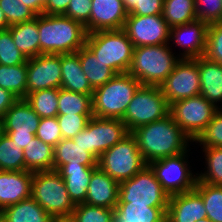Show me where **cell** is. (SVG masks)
I'll list each match as a JSON object with an SVG mask.
<instances>
[{
  "label": "cell",
  "mask_w": 222,
  "mask_h": 222,
  "mask_svg": "<svg viewBox=\"0 0 222 222\" xmlns=\"http://www.w3.org/2000/svg\"><path fill=\"white\" fill-rule=\"evenodd\" d=\"M147 164L186 152L193 140L174 121L171 114L152 123L137 127L131 132Z\"/></svg>",
  "instance_id": "cell-1"
},
{
  "label": "cell",
  "mask_w": 222,
  "mask_h": 222,
  "mask_svg": "<svg viewBox=\"0 0 222 222\" xmlns=\"http://www.w3.org/2000/svg\"><path fill=\"white\" fill-rule=\"evenodd\" d=\"M40 54H66L79 51L86 42L87 31L79 22L60 15H37Z\"/></svg>",
  "instance_id": "cell-2"
},
{
  "label": "cell",
  "mask_w": 222,
  "mask_h": 222,
  "mask_svg": "<svg viewBox=\"0 0 222 222\" xmlns=\"http://www.w3.org/2000/svg\"><path fill=\"white\" fill-rule=\"evenodd\" d=\"M140 85L141 83L128 72L116 74L107 83L94 89L92 95L93 116L122 119Z\"/></svg>",
  "instance_id": "cell-3"
},
{
  "label": "cell",
  "mask_w": 222,
  "mask_h": 222,
  "mask_svg": "<svg viewBox=\"0 0 222 222\" xmlns=\"http://www.w3.org/2000/svg\"><path fill=\"white\" fill-rule=\"evenodd\" d=\"M169 44L135 47L128 73L141 85H157L171 74L181 59L174 56Z\"/></svg>",
  "instance_id": "cell-4"
},
{
  "label": "cell",
  "mask_w": 222,
  "mask_h": 222,
  "mask_svg": "<svg viewBox=\"0 0 222 222\" xmlns=\"http://www.w3.org/2000/svg\"><path fill=\"white\" fill-rule=\"evenodd\" d=\"M85 45L116 74L129 71L135 47L123 29L87 33Z\"/></svg>",
  "instance_id": "cell-5"
},
{
  "label": "cell",
  "mask_w": 222,
  "mask_h": 222,
  "mask_svg": "<svg viewBox=\"0 0 222 222\" xmlns=\"http://www.w3.org/2000/svg\"><path fill=\"white\" fill-rule=\"evenodd\" d=\"M31 197L54 219L70 218L76 206L56 170L34 172Z\"/></svg>",
  "instance_id": "cell-6"
},
{
  "label": "cell",
  "mask_w": 222,
  "mask_h": 222,
  "mask_svg": "<svg viewBox=\"0 0 222 222\" xmlns=\"http://www.w3.org/2000/svg\"><path fill=\"white\" fill-rule=\"evenodd\" d=\"M147 165L131 133L103 152L98 159V167L119 183L129 180Z\"/></svg>",
  "instance_id": "cell-7"
},
{
  "label": "cell",
  "mask_w": 222,
  "mask_h": 222,
  "mask_svg": "<svg viewBox=\"0 0 222 222\" xmlns=\"http://www.w3.org/2000/svg\"><path fill=\"white\" fill-rule=\"evenodd\" d=\"M170 114V105L157 85H140L121 119L131 133L137 127Z\"/></svg>",
  "instance_id": "cell-8"
},
{
  "label": "cell",
  "mask_w": 222,
  "mask_h": 222,
  "mask_svg": "<svg viewBox=\"0 0 222 222\" xmlns=\"http://www.w3.org/2000/svg\"><path fill=\"white\" fill-rule=\"evenodd\" d=\"M130 132L121 119L92 116L86 127L72 140L97 159L103 152L123 140Z\"/></svg>",
  "instance_id": "cell-9"
},
{
  "label": "cell",
  "mask_w": 222,
  "mask_h": 222,
  "mask_svg": "<svg viewBox=\"0 0 222 222\" xmlns=\"http://www.w3.org/2000/svg\"><path fill=\"white\" fill-rule=\"evenodd\" d=\"M189 150L179 155L154 160L148 164L169 196L191 191L196 186L197 175H193L187 161Z\"/></svg>",
  "instance_id": "cell-10"
},
{
  "label": "cell",
  "mask_w": 222,
  "mask_h": 222,
  "mask_svg": "<svg viewBox=\"0 0 222 222\" xmlns=\"http://www.w3.org/2000/svg\"><path fill=\"white\" fill-rule=\"evenodd\" d=\"M169 198L148 165L129 180L120 183L118 202L168 207Z\"/></svg>",
  "instance_id": "cell-11"
},
{
  "label": "cell",
  "mask_w": 222,
  "mask_h": 222,
  "mask_svg": "<svg viewBox=\"0 0 222 222\" xmlns=\"http://www.w3.org/2000/svg\"><path fill=\"white\" fill-rule=\"evenodd\" d=\"M219 109L200 94L172 103L170 114L176 124L194 141Z\"/></svg>",
  "instance_id": "cell-12"
},
{
  "label": "cell",
  "mask_w": 222,
  "mask_h": 222,
  "mask_svg": "<svg viewBox=\"0 0 222 222\" xmlns=\"http://www.w3.org/2000/svg\"><path fill=\"white\" fill-rule=\"evenodd\" d=\"M169 105L200 95L198 58H181L171 74L159 86Z\"/></svg>",
  "instance_id": "cell-13"
},
{
  "label": "cell",
  "mask_w": 222,
  "mask_h": 222,
  "mask_svg": "<svg viewBox=\"0 0 222 222\" xmlns=\"http://www.w3.org/2000/svg\"><path fill=\"white\" fill-rule=\"evenodd\" d=\"M123 30L134 47L170 43V27L162 15L140 16L128 14Z\"/></svg>",
  "instance_id": "cell-14"
},
{
  "label": "cell",
  "mask_w": 222,
  "mask_h": 222,
  "mask_svg": "<svg viewBox=\"0 0 222 222\" xmlns=\"http://www.w3.org/2000/svg\"><path fill=\"white\" fill-rule=\"evenodd\" d=\"M4 133L21 146H25L36 137L35 132L40 123V116L24 99H18L5 113Z\"/></svg>",
  "instance_id": "cell-15"
},
{
  "label": "cell",
  "mask_w": 222,
  "mask_h": 222,
  "mask_svg": "<svg viewBox=\"0 0 222 222\" xmlns=\"http://www.w3.org/2000/svg\"><path fill=\"white\" fill-rule=\"evenodd\" d=\"M27 95L38 90L61 88V54H40L27 60Z\"/></svg>",
  "instance_id": "cell-16"
},
{
  "label": "cell",
  "mask_w": 222,
  "mask_h": 222,
  "mask_svg": "<svg viewBox=\"0 0 222 222\" xmlns=\"http://www.w3.org/2000/svg\"><path fill=\"white\" fill-rule=\"evenodd\" d=\"M208 24L195 20L190 23L170 28L169 40L183 47V52L178 55L184 59H195L204 56L207 42ZM173 39V40H172Z\"/></svg>",
  "instance_id": "cell-17"
},
{
  "label": "cell",
  "mask_w": 222,
  "mask_h": 222,
  "mask_svg": "<svg viewBox=\"0 0 222 222\" xmlns=\"http://www.w3.org/2000/svg\"><path fill=\"white\" fill-rule=\"evenodd\" d=\"M88 33L123 29L128 12L122 0H92Z\"/></svg>",
  "instance_id": "cell-18"
},
{
  "label": "cell",
  "mask_w": 222,
  "mask_h": 222,
  "mask_svg": "<svg viewBox=\"0 0 222 222\" xmlns=\"http://www.w3.org/2000/svg\"><path fill=\"white\" fill-rule=\"evenodd\" d=\"M207 218L201 195L195 190L170 196L166 212L168 222H198Z\"/></svg>",
  "instance_id": "cell-19"
},
{
  "label": "cell",
  "mask_w": 222,
  "mask_h": 222,
  "mask_svg": "<svg viewBox=\"0 0 222 222\" xmlns=\"http://www.w3.org/2000/svg\"><path fill=\"white\" fill-rule=\"evenodd\" d=\"M33 175L27 170H0V211L31 197Z\"/></svg>",
  "instance_id": "cell-20"
},
{
  "label": "cell",
  "mask_w": 222,
  "mask_h": 222,
  "mask_svg": "<svg viewBox=\"0 0 222 222\" xmlns=\"http://www.w3.org/2000/svg\"><path fill=\"white\" fill-rule=\"evenodd\" d=\"M120 183L97 167L91 175L85 203L115 209L119 200Z\"/></svg>",
  "instance_id": "cell-21"
},
{
  "label": "cell",
  "mask_w": 222,
  "mask_h": 222,
  "mask_svg": "<svg viewBox=\"0 0 222 222\" xmlns=\"http://www.w3.org/2000/svg\"><path fill=\"white\" fill-rule=\"evenodd\" d=\"M97 167L66 163L57 170L64 180L68 194L75 205L85 203L91 175Z\"/></svg>",
  "instance_id": "cell-22"
},
{
  "label": "cell",
  "mask_w": 222,
  "mask_h": 222,
  "mask_svg": "<svg viewBox=\"0 0 222 222\" xmlns=\"http://www.w3.org/2000/svg\"><path fill=\"white\" fill-rule=\"evenodd\" d=\"M200 74V94L218 107L222 102V64L209 60L205 56L198 58Z\"/></svg>",
  "instance_id": "cell-23"
},
{
  "label": "cell",
  "mask_w": 222,
  "mask_h": 222,
  "mask_svg": "<svg viewBox=\"0 0 222 222\" xmlns=\"http://www.w3.org/2000/svg\"><path fill=\"white\" fill-rule=\"evenodd\" d=\"M61 88L75 93L93 95L86 75L82 71L78 51L74 53L61 54Z\"/></svg>",
  "instance_id": "cell-24"
},
{
  "label": "cell",
  "mask_w": 222,
  "mask_h": 222,
  "mask_svg": "<svg viewBox=\"0 0 222 222\" xmlns=\"http://www.w3.org/2000/svg\"><path fill=\"white\" fill-rule=\"evenodd\" d=\"M2 222H54V218L32 197L1 210Z\"/></svg>",
  "instance_id": "cell-25"
},
{
  "label": "cell",
  "mask_w": 222,
  "mask_h": 222,
  "mask_svg": "<svg viewBox=\"0 0 222 222\" xmlns=\"http://www.w3.org/2000/svg\"><path fill=\"white\" fill-rule=\"evenodd\" d=\"M53 170H58L62 165L82 164L85 166H98V159L90 152L84 150L72 139H61L54 146Z\"/></svg>",
  "instance_id": "cell-26"
},
{
  "label": "cell",
  "mask_w": 222,
  "mask_h": 222,
  "mask_svg": "<svg viewBox=\"0 0 222 222\" xmlns=\"http://www.w3.org/2000/svg\"><path fill=\"white\" fill-rule=\"evenodd\" d=\"M8 30L12 34L14 44L27 59L40 55L37 16L30 21L11 25Z\"/></svg>",
  "instance_id": "cell-27"
},
{
  "label": "cell",
  "mask_w": 222,
  "mask_h": 222,
  "mask_svg": "<svg viewBox=\"0 0 222 222\" xmlns=\"http://www.w3.org/2000/svg\"><path fill=\"white\" fill-rule=\"evenodd\" d=\"M114 210L122 222H163L166 219L167 207L118 202Z\"/></svg>",
  "instance_id": "cell-28"
},
{
  "label": "cell",
  "mask_w": 222,
  "mask_h": 222,
  "mask_svg": "<svg viewBox=\"0 0 222 222\" xmlns=\"http://www.w3.org/2000/svg\"><path fill=\"white\" fill-rule=\"evenodd\" d=\"M78 56L82 71L86 75L91 87L96 89L107 83L116 73L108 66H105L94 53L84 45L79 51Z\"/></svg>",
  "instance_id": "cell-29"
},
{
  "label": "cell",
  "mask_w": 222,
  "mask_h": 222,
  "mask_svg": "<svg viewBox=\"0 0 222 222\" xmlns=\"http://www.w3.org/2000/svg\"><path fill=\"white\" fill-rule=\"evenodd\" d=\"M54 147L34 137L23 150L25 170L31 172L53 170Z\"/></svg>",
  "instance_id": "cell-30"
},
{
  "label": "cell",
  "mask_w": 222,
  "mask_h": 222,
  "mask_svg": "<svg viewBox=\"0 0 222 222\" xmlns=\"http://www.w3.org/2000/svg\"><path fill=\"white\" fill-rule=\"evenodd\" d=\"M0 87L18 99L27 96V65L6 66L0 64Z\"/></svg>",
  "instance_id": "cell-31"
},
{
  "label": "cell",
  "mask_w": 222,
  "mask_h": 222,
  "mask_svg": "<svg viewBox=\"0 0 222 222\" xmlns=\"http://www.w3.org/2000/svg\"><path fill=\"white\" fill-rule=\"evenodd\" d=\"M164 20L169 27H175L197 20L195 0H164Z\"/></svg>",
  "instance_id": "cell-32"
},
{
  "label": "cell",
  "mask_w": 222,
  "mask_h": 222,
  "mask_svg": "<svg viewBox=\"0 0 222 222\" xmlns=\"http://www.w3.org/2000/svg\"><path fill=\"white\" fill-rule=\"evenodd\" d=\"M93 115L92 95L59 88L58 115Z\"/></svg>",
  "instance_id": "cell-33"
},
{
  "label": "cell",
  "mask_w": 222,
  "mask_h": 222,
  "mask_svg": "<svg viewBox=\"0 0 222 222\" xmlns=\"http://www.w3.org/2000/svg\"><path fill=\"white\" fill-rule=\"evenodd\" d=\"M59 89L50 88L34 91L24 99L40 118L57 117Z\"/></svg>",
  "instance_id": "cell-34"
},
{
  "label": "cell",
  "mask_w": 222,
  "mask_h": 222,
  "mask_svg": "<svg viewBox=\"0 0 222 222\" xmlns=\"http://www.w3.org/2000/svg\"><path fill=\"white\" fill-rule=\"evenodd\" d=\"M0 170H25L23 149L5 133L0 137Z\"/></svg>",
  "instance_id": "cell-35"
},
{
  "label": "cell",
  "mask_w": 222,
  "mask_h": 222,
  "mask_svg": "<svg viewBox=\"0 0 222 222\" xmlns=\"http://www.w3.org/2000/svg\"><path fill=\"white\" fill-rule=\"evenodd\" d=\"M194 189L203 199L207 218L212 222H222V186L211 185L197 179Z\"/></svg>",
  "instance_id": "cell-36"
},
{
  "label": "cell",
  "mask_w": 222,
  "mask_h": 222,
  "mask_svg": "<svg viewBox=\"0 0 222 222\" xmlns=\"http://www.w3.org/2000/svg\"><path fill=\"white\" fill-rule=\"evenodd\" d=\"M207 170L197 179L211 185L222 186V147H203Z\"/></svg>",
  "instance_id": "cell-37"
},
{
  "label": "cell",
  "mask_w": 222,
  "mask_h": 222,
  "mask_svg": "<svg viewBox=\"0 0 222 222\" xmlns=\"http://www.w3.org/2000/svg\"><path fill=\"white\" fill-rule=\"evenodd\" d=\"M114 214V209L80 203L75 206L70 219L73 222H113Z\"/></svg>",
  "instance_id": "cell-38"
},
{
  "label": "cell",
  "mask_w": 222,
  "mask_h": 222,
  "mask_svg": "<svg viewBox=\"0 0 222 222\" xmlns=\"http://www.w3.org/2000/svg\"><path fill=\"white\" fill-rule=\"evenodd\" d=\"M27 60L14 44L11 32L8 29L0 31V64L14 66L27 64Z\"/></svg>",
  "instance_id": "cell-39"
},
{
  "label": "cell",
  "mask_w": 222,
  "mask_h": 222,
  "mask_svg": "<svg viewBox=\"0 0 222 222\" xmlns=\"http://www.w3.org/2000/svg\"><path fill=\"white\" fill-rule=\"evenodd\" d=\"M8 24L14 25L34 19L37 15L20 0H0Z\"/></svg>",
  "instance_id": "cell-40"
},
{
  "label": "cell",
  "mask_w": 222,
  "mask_h": 222,
  "mask_svg": "<svg viewBox=\"0 0 222 222\" xmlns=\"http://www.w3.org/2000/svg\"><path fill=\"white\" fill-rule=\"evenodd\" d=\"M219 107L213 119L193 142H199L202 147H222V108Z\"/></svg>",
  "instance_id": "cell-41"
},
{
  "label": "cell",
  "mask_w": 222,
  "mask_h": 222,
  "mask_svg": "<svg viewBox=\"0 0 222 222\" xmlns=\"http://www.w3.org/2000/svg\"><path fill=\"white\" fill-rule=\"evenodd\" d=\"M204 56L222 64V21L208 26Z\"/></svg>",
  "instance_id": "cell-42"
},
{
  "label": "cell",
  "mask_w": 222,
  "mask_h": 222,
  "mask_svg": "<svg viewBox=\"0 0 222 222\" xmlns=\"http://www.w3.org/2000/svg\"><path fill=\"white\" fill-rule=\"evenodd\" d=\"M197 20L208 25L222 21V0H195Z\"/></svg>",
  "instance_id": "cell-43"
},
{
  "label": "cell",
  "mask_w": 222,
  "mask_h": 222,
  "mask_svg": "<svg viewBox=\"0 0 222 222\" xmlns=\"http://www.w3.org/2000/svg\"><path fill=\"white\" fill-rule=\"evenodd\" d=\"M93 115H57L63 139H72L81 132Z\"/></svg>",
  "instance_id": "cell-44"
},
{
  "label": "cell",
  "mask_w": 222,
  "mask_h": 222,
  "mask_svg": "<svg viewBox=\"0 0 222 222\" xmlns=\"http://www.w3.org/2000/svg\"><path fill=\"white\" fill-rule=\"evenodd\" d=\"M128 14L151 16L162 15L164 0H122Z\"/></svg>",
  "instance_id": "cell-45"
},
{
  "label": "cell",
  "mask_w": 222,
  "mask_h": 222,
  "mask_svg": "<svg viewBox=\"0 0 222 222\" xmlns=\"http://www.w3.org/2000/svg\"><path fill=\"white\" fill-rule=\"evenodd\" d=\"M35 136L53 147L57 145L63 139L57 118H41Z\"/></svg>",
  "instance_id": "cell-46"
},
{
  "label": "cell",
  "mask_w": 222,
  "mask_h": 222,
  "mask_svg": "<svg viewBox=\"0 0 222 222\" xmlns=\"http://www.w3.org/2000/svg\"><path fill=\"white\" fill-rule=\"evenodd\" d=\"M91 5L92 0H70L66 12L63 15L82 24L88 33Z\"/></svg>",
  "instance_id": "cell-47"
},
{
  "label": "cell",
  "mask_w": 222,
  "mask_h": 222,
  "mask_svg": "<svg viewBox=\"0 0 222 222\" xmlns=\"http://www.w3.org/2000/svg\"><path fill=\"white\" fill-rule=\"evenodd\" d=\"M70 0H47L43 14L60 15L66 12Z\"/></svg>",
  "instance_id": "cell-48"
},
{
  "label": "cell",
  "mask_w": 222,
  "mask_h": 222,
  "mask_svg": "<svg viewBox=\"0 0 222 222\" xmlns=\"http://www.w3.org/2000/svg\"><path fill=\"white\" fill-rule=\"evenodd\" d=\"M17 100L18 98L14 94L0 87V116L3 117Z\"/></svg>",
  "instance_id": "cell-49"
},
{
  "label": "cell",
  "mask_w": 222,
  "mask_h": 222,
  "mask_svg": "<svg viewBox=\"0 0 222 222\" xmlns=\"http://www.w3.org/2000/svg\"><path fill=\"white\" fill-rule=\"evenodd\" d=\"M28 6L36 15L43 14L44 6L38 0H20Z\"/></svg>",
  "instance_id": "cell-50"
},
{
  "label": "cell",
  "mask_w": 222,
  "mask_h": 222,
  "mask_svg": "<svg viewBox=\"0 0 222 222\" xmlns=\"http://www.w3.org/2000/svg\"><path fill=\"white\" fill-rule=\"evenodd\" d=\"M10 27L8 24L4 12L0 8V31L7 30Z\"/></svg>",
  "instance_id": "cell-51"
},
{
  "label": "cell",
  "mask_w": 222,
  "mask_h": 222,
  "mask_svg": "<svg viewBox=\"0 0 222 222\" xmlns=\"http://www.w3.org/2000/svg\"><path fill=\"white\" fill-rule=\"evenodd\" d=\"M4 134V119L0 116V137Z\"/></svg>",
  "instance_id": "cell-52"
},
{
  "label": "cell",
  "mask_w": 222,
  "mask_h": 222,
  "mask_svg": "<svg viewBox=\"0 0 222 222\" xmlns=\"http://www.w3.org/2000/svg\"><path fill=\"white\" fill-rule=\"evenodd\" d=\"M54 222H73L70 218L55 219Z\"/></svg>",
  "instance_id": "cell-53"
},
{
  "label": "cell",
  "mask_w": 222,
  "mask_h": 222,
  "mask_svg": "<svg viewBox=\"0 0 222 222\" xmlns=\"http://www.w3.org/2000/svg\"><path fill=\"white\" fill-rule=\"evenodd\" d=\"M113 222H122V220L119 219V218L114 214Z\"/></svg>",
  "instance_id": "cell-54"
},
{
  "label": "cell",
  "mask_w": 222,
  "mask_h": 222,
  "mask_svg": "<svg viewBox=\"0 0 222 222\" xmlns=\"http://www.w3.org/2000/svg\"><path fill=\"white\" fill-rule=\"evenodd\" d=\"M198 222H212V221L210 219H208V218H204V219H201Z\"/></svg>",
  "instance_id": "cell-55"
},
{
  "label": "cell",
  "mask_w": 222,
  "mask_h": 222,
  "mask_svg": "<svg viewBox=\"0 0 222 222\" xmlns=\"http://www.w3.org/2000/svg\"><path fill=\"white\" fill-rule=\"evenodd\" d=\"M43 6L46 5L47 0H38Z\"/></svg>",
  "instance_id": "cell-56"
},
{
  "label": "cell",
  "mask_w": 222,
  "mask_h": 222,
  "mask_svg": "<svg viewBox=\"0 0 222 222\" xmlns=\"http://www.w3.org/2000/svg\"><path fill=\"white\" fill-rule=\"evenodd\" d=\"M0 222H2V215H1V211H0Z\"/></svg>",
  "instance_id": "cell-57"
}]
</instances>
